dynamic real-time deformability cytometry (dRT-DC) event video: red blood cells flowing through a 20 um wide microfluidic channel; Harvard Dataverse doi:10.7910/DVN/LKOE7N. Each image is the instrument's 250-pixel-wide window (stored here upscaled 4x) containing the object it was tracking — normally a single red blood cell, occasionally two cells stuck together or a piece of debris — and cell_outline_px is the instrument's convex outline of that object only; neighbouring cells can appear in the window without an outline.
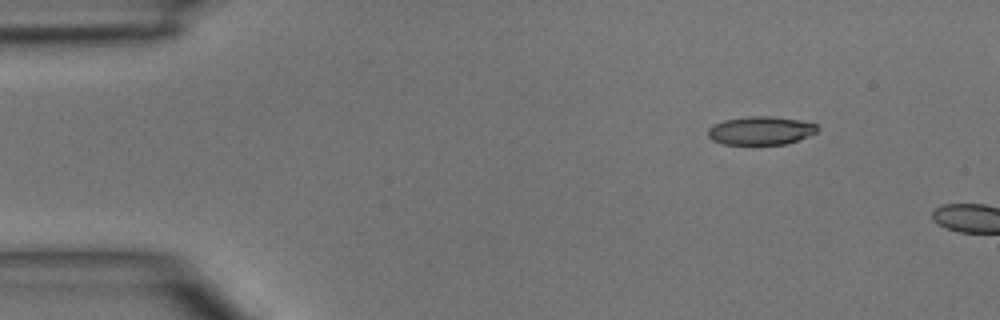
{"species": "common noctule bat (a hibernating species)", "species_latin": "Nyctalus noctula", "temperature_condition": "room temperature", "stored_images_in_passage": 4, "camera_frame_rate_fps": 3000, "um_per_image_px": 0.085, "animal": {"sex": "male", "body_mass_g": 15.6}, "frame": {"image": 1, "passage_image": 1, "time_ms": 0.0, "image_size_px": [1000, 320], "cell_outline_px": [[820, 128], [816, 132], [808, 136], [784, 144], [724, 144], [712, 140], [708, 136], [708, 128], [724, 120], [752, 116], [768, 116], [800, 120], [816, 124]], "centroid_in_image_um": [64.67, 11.1], "position_along_channel_um": 20.3, "area_um2": 17.86}}